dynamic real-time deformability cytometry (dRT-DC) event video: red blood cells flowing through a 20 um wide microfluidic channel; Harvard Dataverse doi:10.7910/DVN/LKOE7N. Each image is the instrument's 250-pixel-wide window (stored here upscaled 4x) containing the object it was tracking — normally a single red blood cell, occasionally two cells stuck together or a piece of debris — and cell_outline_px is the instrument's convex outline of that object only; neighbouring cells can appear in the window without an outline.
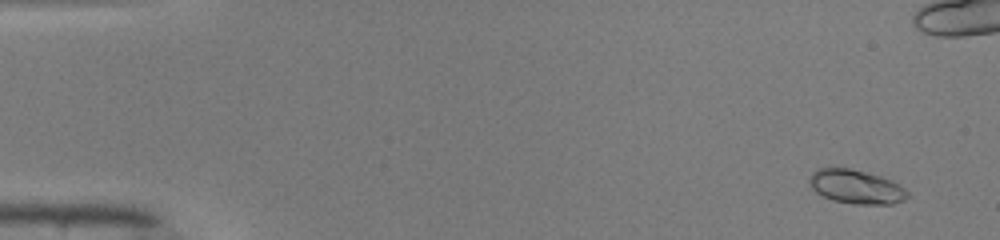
{"species": "common noctule bat (a hibernating species)", "species_latin": "Nyctalus noctula", "temperature_condition": "warm", "stored_images_in_passage": 50, "camera_frame_rate_fps": 3000, "um_per_image_px": 0.085, "animal": {"sex": "male", "body_mass_g": 19.0, "forearm_length_mm": 50.8}, "frame": {"image": 1, "passage_image": 2, "time_ms": 0.333, "image_size_px": [1000, 240], "cell_outline_px": [[908, 196], [904, 200], [892, 204], [856, 204], [832, 200], [816, 192], [808, 184], [808, 176], [812, 172], [820, 168], [848, 168], [880, 176], [892, 180], [900, 184], [908, 192]], "centroid_in_image_um": [72.75, 15.88], "position_along_channel_um": 12.2, "area_um2": 19.42}}
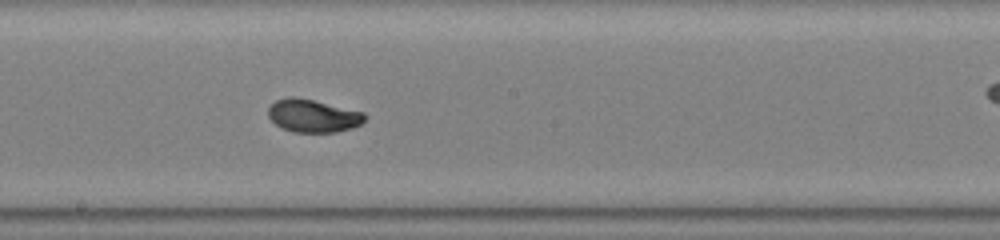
{"frame": {"image": 2, "passage_image": 27, "time_ms": 8.667, "image_size_px": [1000, 240], "cell_outline_px": [[368, 116], [360, 124], [352, 128], [336, 132], [292, 132], [276, 124], [268, 116], [268, 108], [276, 100], [288, 96], [292, 96], [312, 100], [364, 112]], "centroid_in_image_um": [26.61, 9.84], "position_along_channel_um": 221.6, "area_um2": 18.38}}
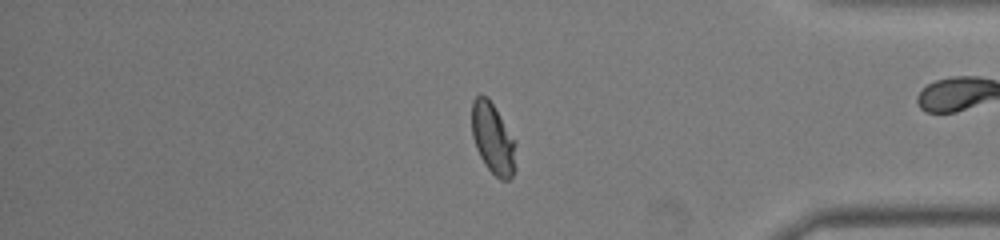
{"frame": {"image": 3, "passage_image": 41, "time_ms": 13.333, "image_size_px": [1000, 240], "cell_outline_px": [[516, 168], [512, 176], [508, 180], [500, 180], [484, 164], [476, 148], [472, 136], [472, 100], [480, 92], [488, 96], [516, 140]], "centroid_in_image_um": [41.91, 11.75], "position_along_channel_um": 393.3, "area_um2": 18.67}, "authors_computed_cell_mechanics": {"area_um2": 18.4382, "velocity_mm_per_s": 4.1311, "shape_relaxation_time_tau1_ms": 3.9597, "shape_relaxation_time_tau2_ms": null, "deformation_change_tau1": 0.1612, "deformation_change_tau2": null}}